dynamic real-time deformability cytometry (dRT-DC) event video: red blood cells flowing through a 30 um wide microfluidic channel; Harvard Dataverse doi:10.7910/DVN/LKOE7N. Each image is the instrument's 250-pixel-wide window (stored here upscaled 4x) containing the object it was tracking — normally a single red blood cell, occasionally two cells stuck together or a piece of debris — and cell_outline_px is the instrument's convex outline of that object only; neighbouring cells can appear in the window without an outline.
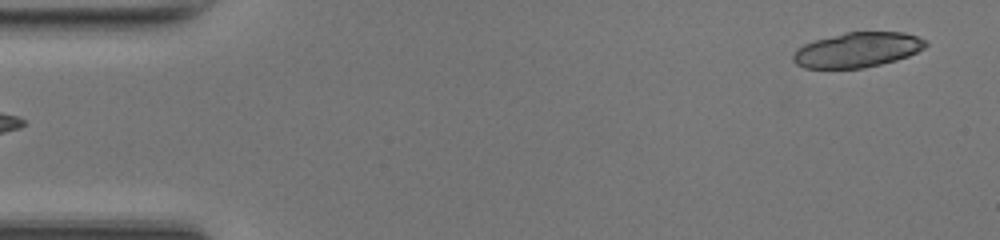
{"species": "common noctule bat (a hibernating species)", "species_latin": "Nyctalus noctula", "temperature_condition": "room temperature", "stored_images_in_passage": 18, "camera_frame_rate_fps": 3000, "um_per_image_px": 0.085, "animal": {"sex": "female", "body_mass_g": 17.0, "forearm_length_mm": 48.0}, "frame": {"image": 1, "passage_image": 1, "time_ms": 0.0, "image_size_px": [1000, 240], "cell_outline_px": [[928, 44], [924, 48], [908, 56], [896, 60], [864, 68], [804, 68], [796, 64], [792, 60], [792, 56], [796, 48], [804, 44], [816, 40], [844, 32], [904, 32], [916, 36], [924, 40]], "centroid_in_image_um": [72.85, 4.24], "position_along_channel_um": 12.1, "area_um2": 26.93}}
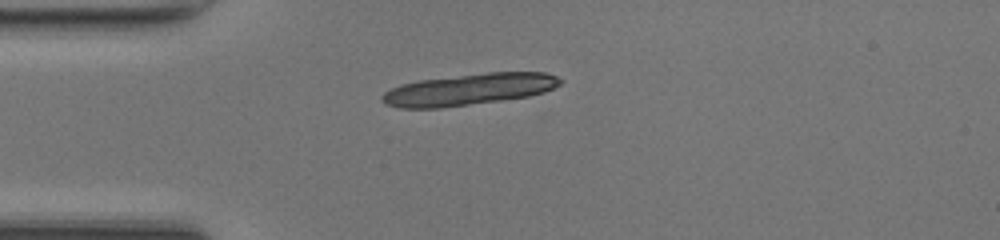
{"frame": {"image": 2, "passage_image": 11, "time_ms": 3.333, "image_size_px": [1000, 240], "cell_outline_px": [[564, 80], [560, 84], [544, 92], [528, 96], [500, 100], [440, 108], [400, 108], [388, 104], [380, 100], [380, 96], [384, 92], [400, 84], [420, 80], [488, 72], [544, 72], [556, 76]], "centroid_in_image_um": [39.85, 7.6], "position_along_channel_um": 45.2, "area_um2": 32.48}}